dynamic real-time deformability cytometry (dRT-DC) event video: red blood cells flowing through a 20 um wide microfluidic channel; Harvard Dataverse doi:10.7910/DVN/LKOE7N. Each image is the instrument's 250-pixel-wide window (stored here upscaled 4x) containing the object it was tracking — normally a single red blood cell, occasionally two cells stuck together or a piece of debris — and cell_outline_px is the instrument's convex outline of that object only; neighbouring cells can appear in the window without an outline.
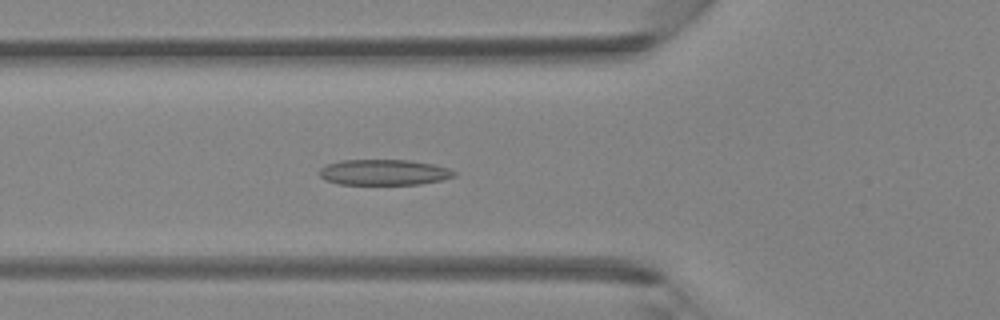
{"species": "Egyptian fruit bat (a non-hibernating species)", "species_latin": "Rousettus aegyptiacus", "temperature_condition": "room temperature", "stored_images_in_passage": 44, "camera_frame_rate_fps": 3000, "um_per_image_px": 0.085, "animal": {"sex": "female"}, "frame": {"image": 1, "passage_image": 16, "time_ms": 5.0, "image_size_px": [1000, 320], "cell_outline_px": [[456, 176], [444, 180], [420, 184], [340, 184], [324, 180], [320, 176], [320, 168], [328, 164], [340, 160], [408, 160], [436, 164], [448, 168], [456, 172]], "centroid_in_image_um": [32.67, 14.64], "position_along_channel_um": 93.1, "area_um2": 20.29}}
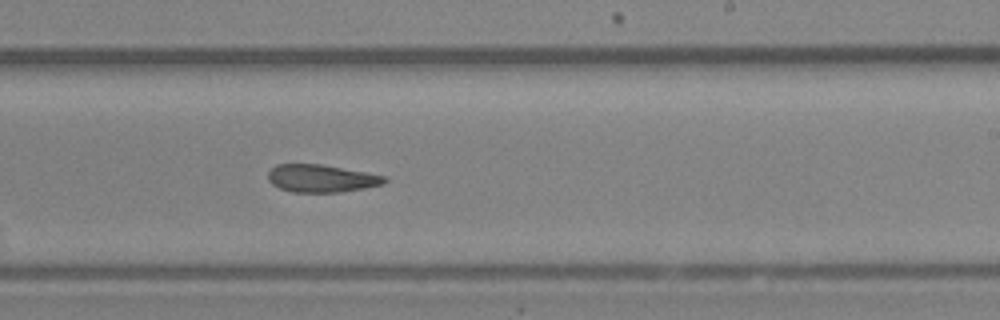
{"frame": {"image": 2, "passage_image": 27, "time_ms": 8.667, "image_size_px": [1000, 320], "cell_outline_px": [[388, 180], [384, 184], [364, 188], [340, 192], [292, 192], [280, 188], [272, 184], [268, 180], [268, 172], [276, 164], [320, 164], [368, 172], [388, 176]], "centroid_in_image_um": [27.35, 15.16], "position_along_channel_um": 261.7, "area_um2": 18.9}}
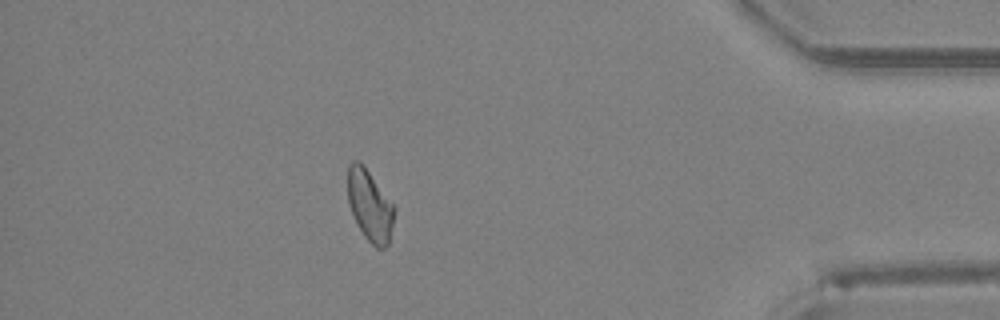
{"frame": {"image": 3, "passage_image": 39, "time_ms": 12.667, "image_size_px": [1000, 320], "cell_outline_px": [[396, 208], [388, 244], [384, 248], [376, 248], [364, 236], [348, 204], [348, 164], [352, 160], [360, 160]], "centroid_in_image_um": [31.43, 17.44], "position_along_channel_um": 403.8, "area_um2": 19.13}}